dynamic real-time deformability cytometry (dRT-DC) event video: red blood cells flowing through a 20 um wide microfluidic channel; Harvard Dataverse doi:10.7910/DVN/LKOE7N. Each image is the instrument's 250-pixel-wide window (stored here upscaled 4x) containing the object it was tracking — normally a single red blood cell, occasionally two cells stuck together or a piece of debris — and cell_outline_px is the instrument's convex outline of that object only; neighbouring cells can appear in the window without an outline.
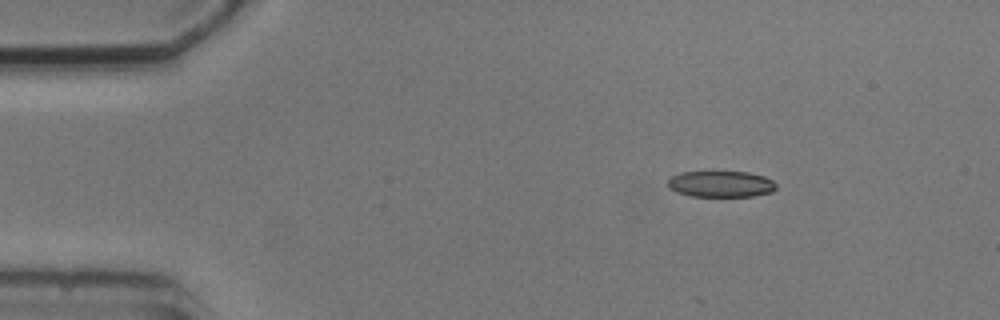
{"species": "common noctule bat (a hibernating species)", "species_latin": "Nyctalus noctula", "temperature_condition": "cold", "stored_images_in_passage": 3, "camera_frame_rate_fps": 3000, "um_per_image_px": 0.085, "animal": {"sex": "male", "body_mass_g": 20.5, "forearm_length_mm": 52.5}, "frame": {"image": 1, "passage_image": 1, "time_ms": 0.0, "image_size_px": [1000, 320], "cell_outline_px": [[776, 188], [772, 192], [752, 196], [692, 196], [676, 192], [668, 188], [668, 180], [672, 176], [680, 172], [748, 172], [764, 176], [772, 180], [776, 184]], "centroid_in_image_um": [61.27, 15.64], "position_along_channel_um": 23.7, "area_um2": 16.53}}